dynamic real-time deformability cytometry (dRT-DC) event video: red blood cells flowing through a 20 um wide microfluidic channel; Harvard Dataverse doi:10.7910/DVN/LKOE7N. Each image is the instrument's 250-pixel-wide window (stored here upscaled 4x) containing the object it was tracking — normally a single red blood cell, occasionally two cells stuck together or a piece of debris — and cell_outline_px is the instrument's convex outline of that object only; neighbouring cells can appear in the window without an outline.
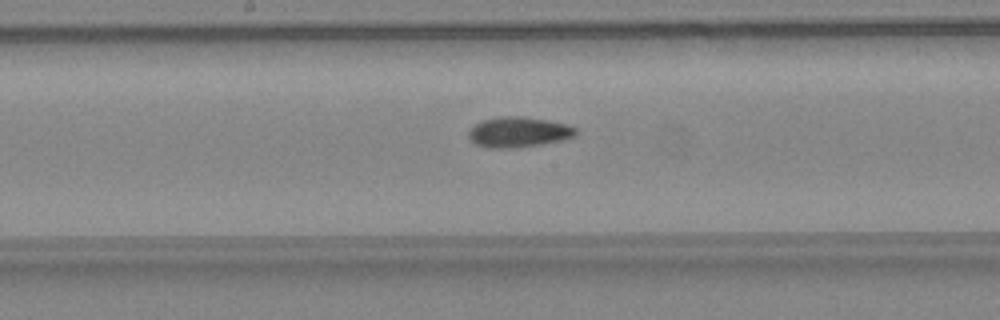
{"species": "common noctule bat (a hibernating species)", "species_latin": "Nyctalus noctula", "temperature_condition": "warm", "stored_images_in_passage": 38, "camera_frame_rate_fps": 3000, "um_per_image_px": 0.085, "animal": {"sex": "female", "body_mass_g": 24.6, "forearm_length_mm": 56.2}, "frame": {"image": 1, "passage_image": 22, "time_ms": 7.0, "image_size_px": [1000, 320], "cell_outline_px": [[576, 136], [560, 140], [540, 144], [512, 148], [488, 148], [476, 144], [468, 136], [468, 132], [476, 124], [484, 120], [504, 116], [520, 116], [548, 120], [568, 124], [576, 128]], "centroid_in_image_um": [44.09, 11.23], "position_along_channel_um": 204.1, "area_um2": 18.73}, "authors_computed_cell_mechanics": {"area_um2": 17.8891, "velocity_mm_per_s": 4.5745, "shape_relaxation_time_tau1_ms": null, "shape_relaxation_time_tau2_ms": 2.5996, "deformation_change_tau1": null, "deformation_change_tau2": 0.1008}}